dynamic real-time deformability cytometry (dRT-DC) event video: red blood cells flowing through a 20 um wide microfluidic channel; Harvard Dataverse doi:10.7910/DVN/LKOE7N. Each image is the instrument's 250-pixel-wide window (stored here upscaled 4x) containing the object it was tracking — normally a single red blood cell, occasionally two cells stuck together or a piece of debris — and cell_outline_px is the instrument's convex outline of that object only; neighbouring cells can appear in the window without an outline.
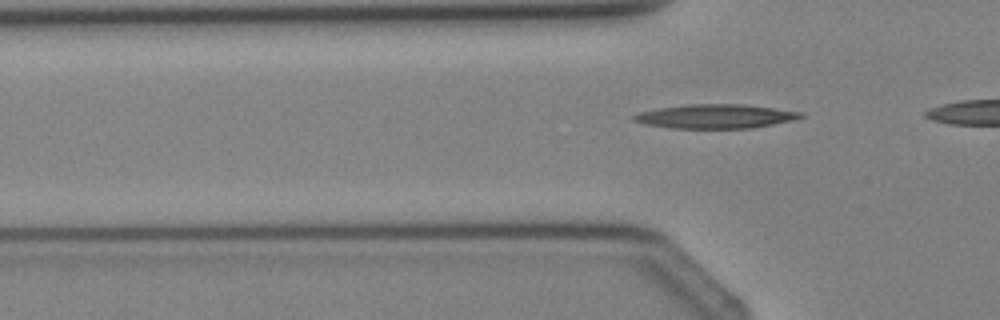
{"species": "Egyptian fruit bat (a non-hibernating species)", "species_latin": "Rousettus aegyptiacus", "temperature_condition": "cold", "stored_images_in_passage": 5, "camera_frame_rate_fps": 3000, "um_per_image_px": 0.085, "animal": {"sex": "female"}, "frame": {"image": 1, "passage_image": 5, "time_ms": 4.667, "image_size_px": [1000, 320], "cell_outline_px": [[804, 116], [796, 120], [752, 128], [668, 128], [644, 124], [632, 120], [632, 116], [640, 112], [660, 108], [688, 104], [740, 104], [804, 112]], "centroid_in_image_um": [60.83, 9.89], "position_along_channel_um": 65.0, "area_um2": 23.41}}